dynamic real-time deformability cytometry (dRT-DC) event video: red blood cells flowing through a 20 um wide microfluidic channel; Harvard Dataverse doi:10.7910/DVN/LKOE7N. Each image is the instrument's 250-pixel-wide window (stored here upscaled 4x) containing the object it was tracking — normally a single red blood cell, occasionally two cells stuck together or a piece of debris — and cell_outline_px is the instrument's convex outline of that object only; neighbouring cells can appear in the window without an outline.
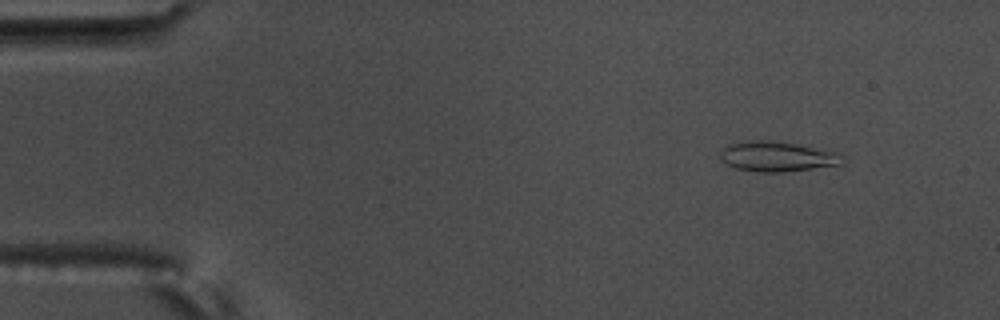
{"species": "common noctule bat (a hibernating species)", "species_latin": "Nyctalus noctula", "temperature_condition": "warm", "stored_images_in_passage": 5, "camera_frame_rate_fps": 3000, "um_per_image_px": 0.085, "animal": {"sex": "male", "body_mass_g": 17.5, "forearm_length_mm": 52.3}, "frame": {"image": 1, "passage_image": 2, "time_ms": 0.333, "image_size_px": [1000, 320], "cell_outline_px": [[844, 164], [784, 172], [756, 172], [736, 168], [720, 160], [720, 152], [728, 144], [744, 140], [768, 140], [796, 144], [840, 152]], "centroid_in_image_um": [66.05, 13.3], "position_along_channel_um": 18.9, "area_um2": 21.56}}
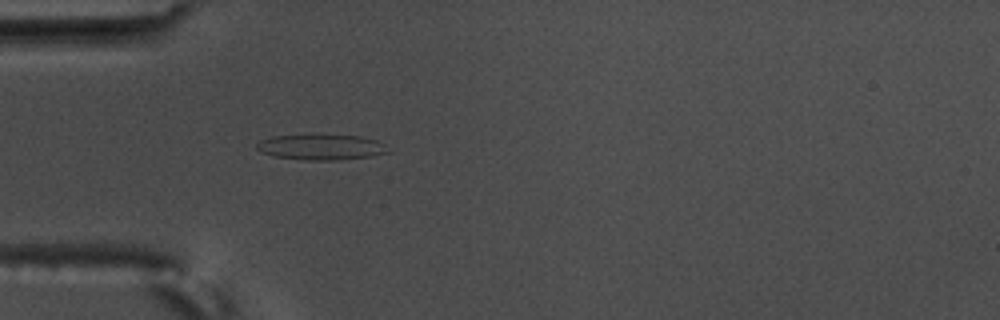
{"frame": {"image": 2, "passage_image": 5, "time_ms": 1.333, "image_size_px": [1000, 320], "cell_outline_px": [[388, 152], [368, 156], [336, 160], [304, 160], [276, 156], [260, 152], [256, 148], [256, 144], [260, 140], [272, 136], [312, 132], [320, 132], [360, 136], [376, 140], [384, 144]], "centroid_in_image_um": [27.22, 12.44], "position_along_channel_um": 57.8, "area_um2": 20.29}}